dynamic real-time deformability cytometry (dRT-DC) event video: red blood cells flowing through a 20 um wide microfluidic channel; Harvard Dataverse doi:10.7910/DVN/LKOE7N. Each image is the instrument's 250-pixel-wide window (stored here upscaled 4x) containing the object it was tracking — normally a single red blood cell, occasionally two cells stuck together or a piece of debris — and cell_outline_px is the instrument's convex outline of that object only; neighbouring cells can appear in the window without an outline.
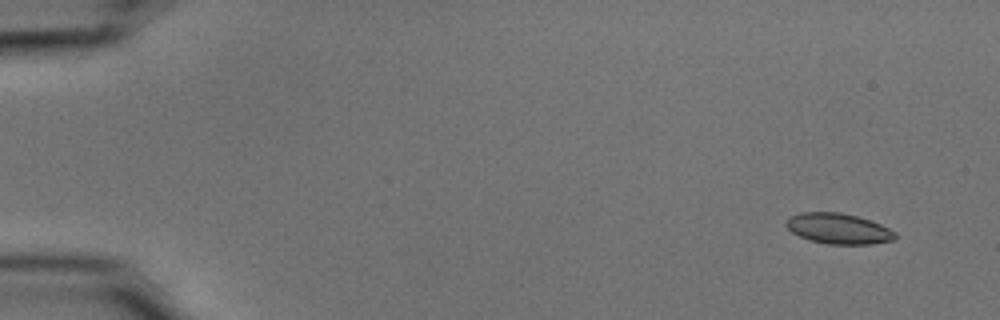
{"species": "common noctule bat (a hibernating species)", "species_latin": "Nyctalus noctula", "temperature_condition": "cold", "stored_images_in_passage": 48, "camera_frame_rate_fps": 3000, "um_per_image_px": 0.085, "animal": {"sex": "male", "body_mass_g": 15.6}, "frame": {"image": 1, "passage_image": 1, "time_ms": 0.0, "image_size_px": [1000, 320], "cell_outline_px": [[896, 240], [872, 244], [828, 244], [808, 240], [792, 232], [784, 224], [788, 216], [800, 212], [840, 212], [856, 216], [880, 224], [896, 232]], "centroid_in_image_um": [71.24, 19.43], "position_along_channel_um": 13.8, "area_um2": 19.54}}
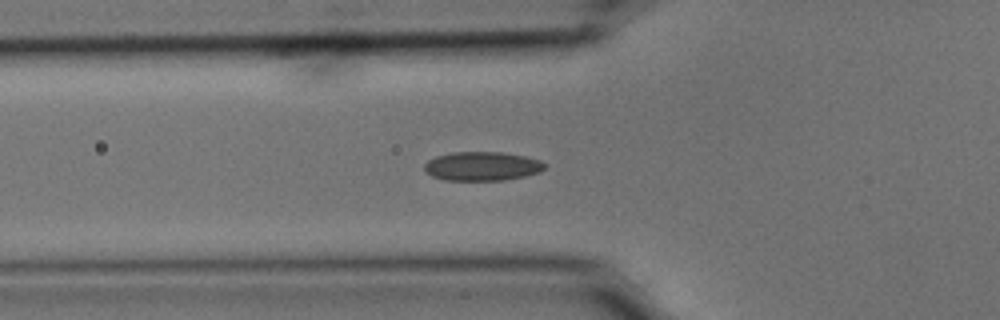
{"frame": {"image": 2, "passage_image": 17, "time_ms": 5.333, "image_size_px": [1000, 320], "cell_outline_px": [[544, 168], [540, 172], [524, 176], [504, 180], [444, 180], [432, 176], [424, 172], [424, 164], [428, 160], [436, 156], [452, 152], [504, 152], [524, 156], [540, 160], [544, 164]], "centroid_in_image_um": [40.94, 14.12], "position_along_channel_um": 84.9, "area_um2": 20.35}}
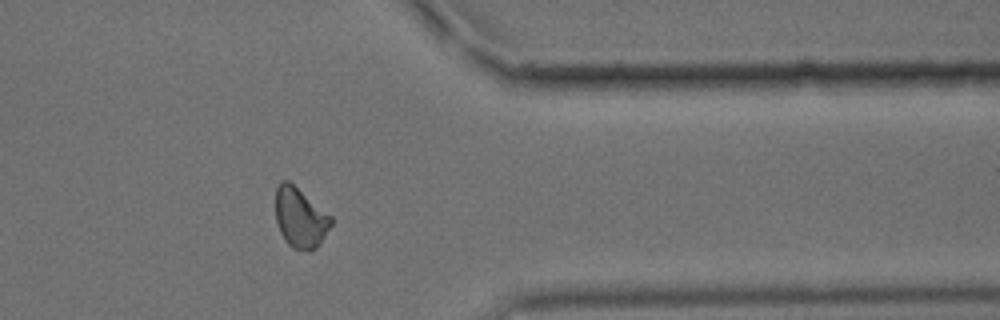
{"frame": {"image": 3, "passage_image": 42, "time_ms": 13.667, "image_size_px": [1000, 320], "cell_outline_px": [[332, 224], [320, 244], [316, 248], [308, 252], [292, 248], [284, 240], [280, 232], [276, 220], [276, 188], [284, 180], [288, 180], [332, 216]], "centroid_in_image_um": [25.53, 18.54], "position_along_channel_um": 385.9, "area_um2": 19.42}, "authors_computed_cell_mechanics": {"area_um2": 19.6231, "velocity_mm_per_s": 3.7216, "shape_relaxation_time_tau1_ms": 5.6022, "shape_relaxation_time_tau2_ms": 2.4951, "deformation_change_tau1": 0.1032, "deformation_change_tau2": 0.0642}}